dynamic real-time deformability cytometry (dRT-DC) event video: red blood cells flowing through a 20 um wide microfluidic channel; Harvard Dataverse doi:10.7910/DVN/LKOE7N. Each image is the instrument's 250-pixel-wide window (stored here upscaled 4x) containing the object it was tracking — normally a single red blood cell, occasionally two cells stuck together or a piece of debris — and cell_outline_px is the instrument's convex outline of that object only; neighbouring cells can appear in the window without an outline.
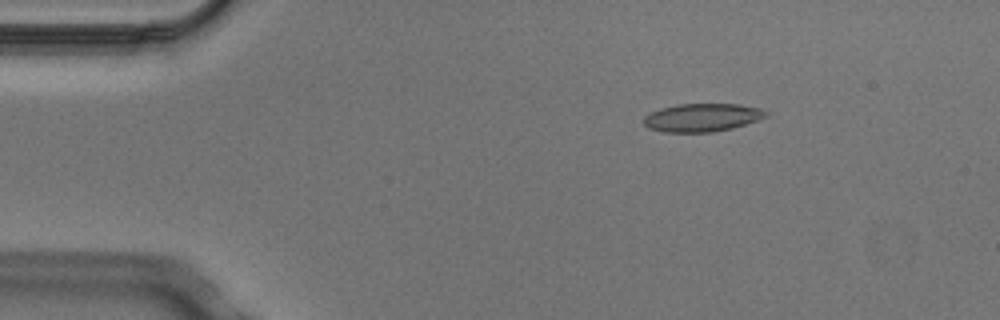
{"species": "Egyptian fruit bat (a non-hibernating species)", "species_latin": "Rousettus aegyptiacus", "temperature_condition": "cold", "stored_images_in_passage": 3, "camera_frame_rate_fps": 3000, "um_per_image_px": 0.085, "animal": {"sex": "male"}, "frame": {"image": 1, "passage_image": 2, "time_ms": 0.333, "image_size_px": [1000, 320], "cell_outline_px": [[768, 116], [732, 128], [712, 132], [664, 132], [648, 128], [644, 124], [644, 116], [660, 108], [676, 104], [740, 104], [760, 108], [768, 112]], "centroid_in_image_um": [59.67, 9.98], "position_along_channel_um": 25.3, "area_um2": 20.0}}